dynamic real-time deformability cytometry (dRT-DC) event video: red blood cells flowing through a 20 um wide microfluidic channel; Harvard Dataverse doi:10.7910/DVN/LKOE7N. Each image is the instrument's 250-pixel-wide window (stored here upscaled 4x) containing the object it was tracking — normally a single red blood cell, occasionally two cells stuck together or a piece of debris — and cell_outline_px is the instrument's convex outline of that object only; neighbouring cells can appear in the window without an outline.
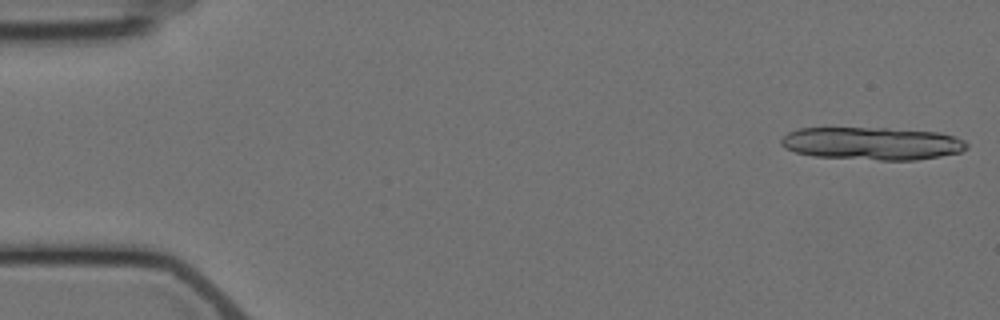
{"species": "Egyptian fruit bat (a non-hibernating species)", "species_latin": "Rousettus aegyptiacus", "temperature_condition": "cold", "stored_images_in_passage": 11, "camera_frame_rate_fps": 3000, "um_per_image_px": 0.085, "animal": {"sex": "female"}, "frame": {"image": 1, "passage_image": 1, "time_ms": 0.0, "image_size_px": [1000, 320], "cell_outline_px": [[968, 148], [960, 152], [940, 156], [916, 160], [880, 160], [816, 156], [796, 152], [784, 148], [780, 144], [780, 140], [788, 132], [800, 128], [888, 128], [940, 132], [956, 136], [964, 140], [968, 144]], "centroid_in_image_um": [74.16, 12.19], "position_along_channel_um": 10.8, "area_um2": 35.55}}
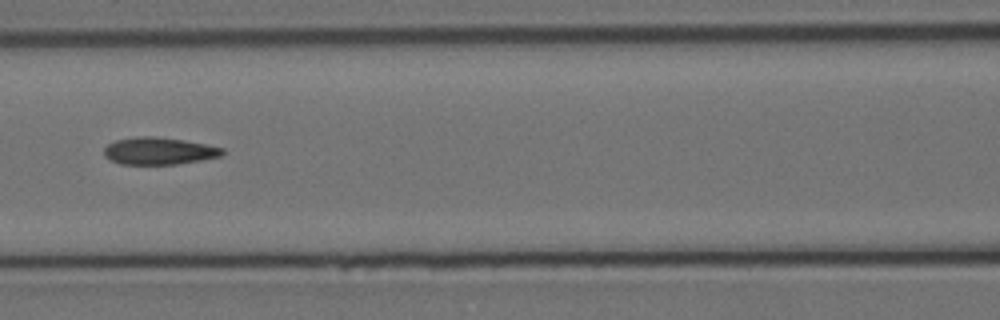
{"frame": {"image": 2, "passage_image": 7, "time_ms": 8.0, "image_size_px": [1000, 320], "cell_outline_px": [[224, 152], [220, 156], [200, 160], [176, 164], [120, 164], [104, 156], [104, 148], [108, 144], [116, 140], [144, 136], [152, 136], [184, 140], [208, 144], [224, 148]], "centroid_in_image_um": [13.52, 12.83], "position_along_channel_um": 153.1, "area_um2": 18.61}}
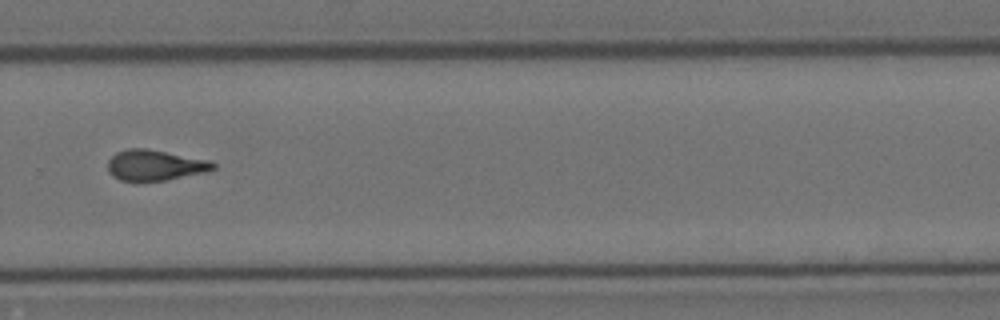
{"frame": {"image": 3, "passage_image": 11, "time_ms": 12.667, "image_size_px": [1000, 320], "cell_outline_px": [[216, 168], [204, 172], [164, 180], [136, 184], [120, 180], [112, 176], [108, 172], [108, 160], [116, 152], [128, 148], [144, 148], [208, 160], [216, 164]], "centroid_in_image_um": [13.09, 14.08], "position_along_channel_um": 316.7, "area_um2": 19.07}}